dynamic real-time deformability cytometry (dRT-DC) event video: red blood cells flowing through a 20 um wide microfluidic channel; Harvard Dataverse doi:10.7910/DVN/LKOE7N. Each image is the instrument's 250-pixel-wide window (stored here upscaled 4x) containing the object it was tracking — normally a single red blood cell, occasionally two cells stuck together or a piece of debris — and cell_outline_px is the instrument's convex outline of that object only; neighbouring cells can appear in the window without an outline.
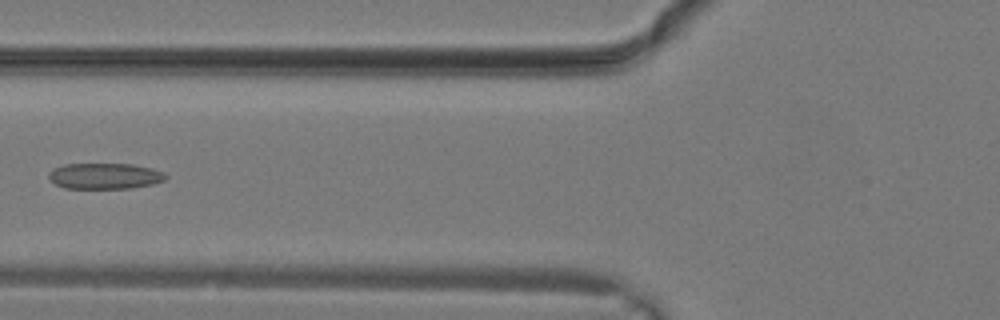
{"species": "common noctule bat (a hibernating species)", "species_latin": "Nyctalus noctula", "temperature_condition": "warm", "stored_images_in_passage": 10, "camera_frame_rate_fps": 3000, "um_per_image_px": 0.085, "animal": {"sex": "male", "body_mass_g": 19.2, "forearm_length_mm": 51.8}, "frame": {"image": 1, "passage_image": 9, "time_ms": 2.667, "image_size_px": [1000, 320], "cell_outline_px": [[168, 176], [164, 180], [152, 184], [132, 188], [64, 188], [56, 184], [48, 176], [48, 172], [64, 164], [132, 164], [152, 168], [164, 172]], "centroid_in_image_um": [8.93, 14.96], "position_along_channel_um": 116.9, "area_um2": 17.57}}